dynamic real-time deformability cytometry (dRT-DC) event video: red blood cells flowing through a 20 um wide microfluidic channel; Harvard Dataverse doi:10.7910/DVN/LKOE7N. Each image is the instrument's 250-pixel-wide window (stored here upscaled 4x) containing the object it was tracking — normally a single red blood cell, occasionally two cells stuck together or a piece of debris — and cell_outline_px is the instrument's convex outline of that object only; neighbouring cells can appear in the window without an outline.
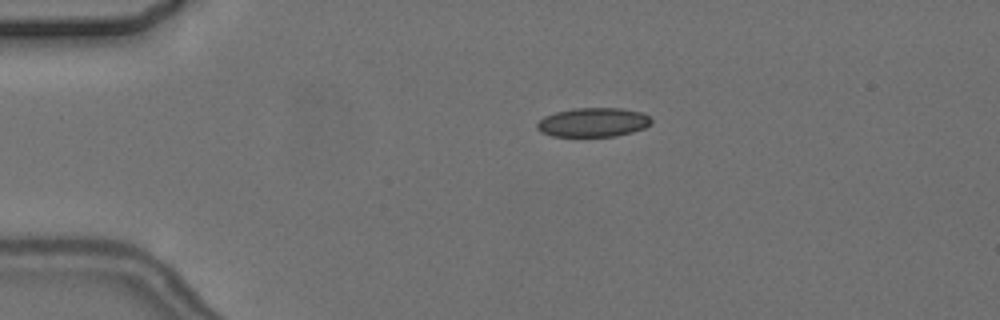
{"species": "common noctule bat (a hibernating species)", "species_latin": "Nyctalus noctula", "temperature_condition": "cold", "stored_images_in_passage": 5, "camera_frame_rate_fps": 3000, "um_per_image_px": 0.085, "animal": {"sex": "female", "body_mass_g": 24.6, "forearm_length_mm": 56.2}, "frame": {"image": 1, "passage_image": 3, "time_ms": 3.667, "image_size_px": [1000, 320], "cell_outline_px": [[652, 124], [644, 128], [632, 132], [616, 136], [552, 136], [540, 132], [536, 128], [536, 124], [544, 116], [556, 112], [572, 108], [620, 108], [644, 112], [652, 120]], "centroid_in_image_um": [50.42, 10.39], "position_along_channel_um": 34.6, "area_um2": 19.54}}